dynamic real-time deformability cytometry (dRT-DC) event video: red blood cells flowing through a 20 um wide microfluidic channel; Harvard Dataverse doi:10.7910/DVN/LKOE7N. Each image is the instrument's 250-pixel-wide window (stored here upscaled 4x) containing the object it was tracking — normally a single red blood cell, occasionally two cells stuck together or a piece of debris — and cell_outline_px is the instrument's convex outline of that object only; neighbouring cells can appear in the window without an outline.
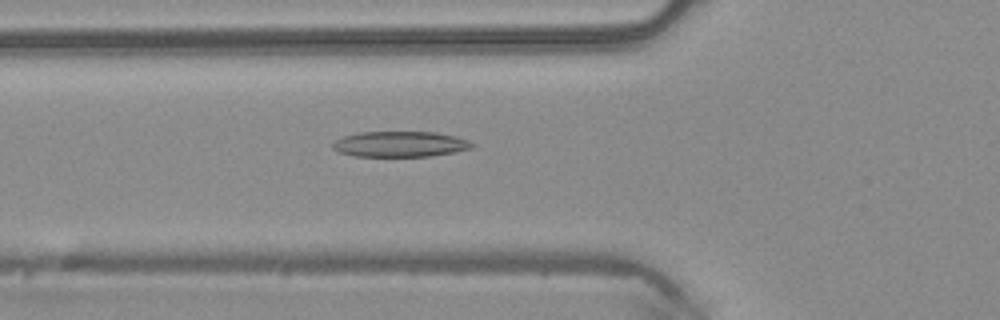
{"species": "common noctule bat (a hibernating species)", "species_latin": "Nyctalus noctula", "temperature_condition": "warm", "stored_images_in_passage": 48, "camera_frame_rate_fps": 3000, "um_per_image_px": 0.085, "animal": {"sex": "male", "body_mass_g": 20.4}, "frame": {"image": 1, "passage_image": 17, "time_ms": 5.333, "image_size_px": [1000, 320], "cell_outline_px": [[476, 144], [472, 148], [456, 152], [428, 156], [352, 156], [340, 152], [332, 148], [332, 144], [336, 140], [344, 136], [360, 132], [436, 132], [456, 136], [468, 140]], "centroid_in_image_um": [34.04, 12.25], "position_along_channel_um": 91.8, "area_um2": 20.81}}
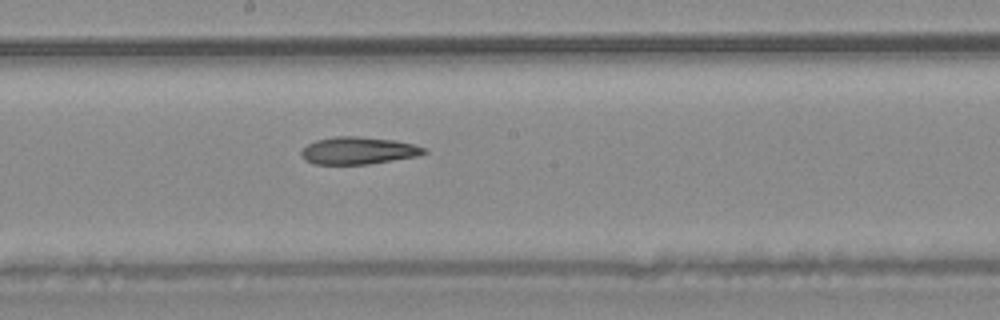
{"frame": {"image": 2, "passage_image": 26, "time_ms": 8.333, "image_size_px": [1000, 320], "cell_outline_px": [[428, 152], [416, 156], [368, 164], [312, 164], [304, 160], [300, 156], [300, 152], [308, 144], [316, 140], [336, 136], [356, 136], [396, 140], [412, 144], [424, 148]], "centroid_in_image_um": [30.41, 12.8], "position_along_channel_um": 217.8, "area_um2": 19.48}}
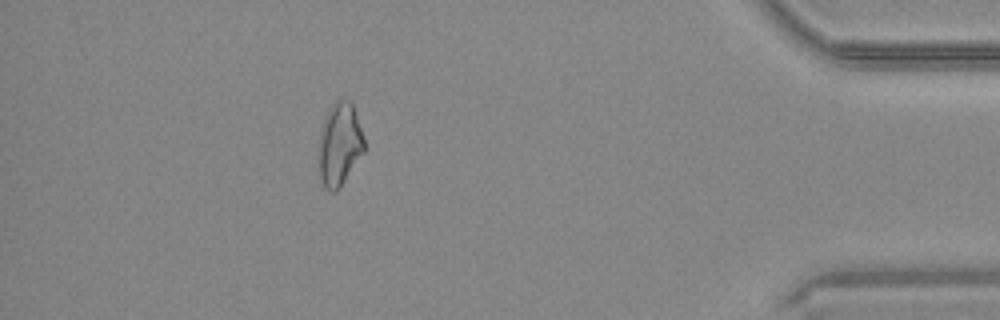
{"frame": {"image": 3, "passage_image": 43, "time_ms": 14.0, "image_size_px": [1000, 320], "cell_outline_px": [[364, 152], [340, 188], [336, 192], [328, 192], [324, 188], [320, 176], [320, 136], [328, 112], [332, 104], [336, 100], [352, 100], [364, 140]], "centroid_in_image_um": [28.89, 12.31], "position_along_channel_um": 406.3, "area_um2": 21.62}, "authors_computed_cell_mechanics": {"area_um2": 21.1837, "velocity_mm_per_s": 4.1715, "shape_relaxation_time_tau1_ms": null, "shape_relaxation_time_tau2_ms": 9.6454, "deformation_change_tau1": null, "deformation_change_tau2": 0.2411}}